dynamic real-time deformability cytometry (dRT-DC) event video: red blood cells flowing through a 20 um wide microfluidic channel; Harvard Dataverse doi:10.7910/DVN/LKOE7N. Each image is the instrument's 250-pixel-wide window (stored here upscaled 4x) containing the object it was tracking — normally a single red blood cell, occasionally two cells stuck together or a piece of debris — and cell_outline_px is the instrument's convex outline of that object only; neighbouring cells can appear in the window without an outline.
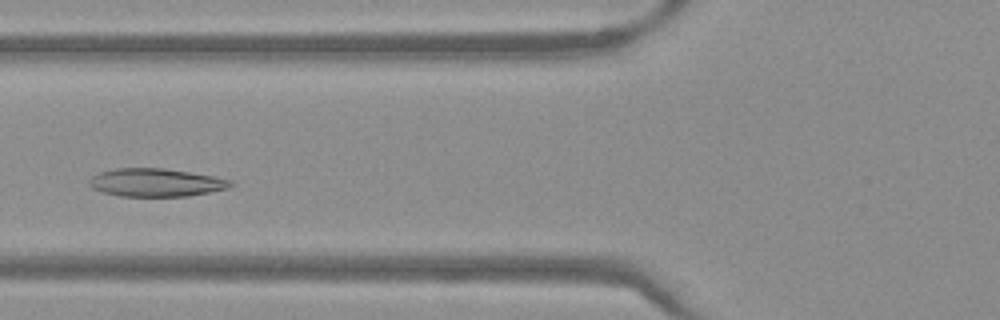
{"species": "Egyptian fruit bat (a non-hibernating species)", "species_latin": "Rousettus aegyptiacus", "temperature_condition": "warm", "stored_images_in_passage": 46, "camera_frame_rate_fps": 3000, "um_per_image_px": 0.085, "frame": {"image": 1, "passage_image": 15, "time_ms": 4.667, "image_size_px": [1000, 320], "cell_outline_px": [[236, 184], [228, 188], [188, 196], [120, 196], [104, 192], [92, 188], [88, 184], [88, 180], [92, 176], [100, 172], [116, 168], [164, 168], [212, 176], [232, 180]], "centroid_in_image_um": [13.25, 15.51], "position_along_channel_um": 112.6, "area_um2": 23.06}}
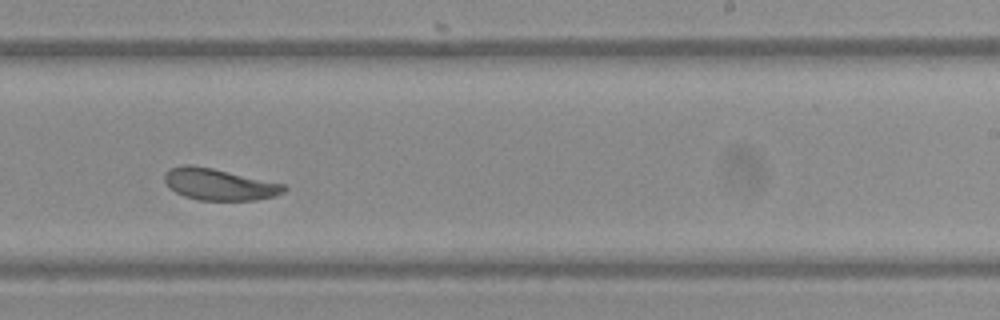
{"frame": {"image": 2, "passage_image": 27, "time_ms": 8.667, "image_size_px": [1000, 320], "cell_outline_px": [[288, 188], [284, 192], [276, 196], [256, 200], [200, 200], [184, 196], [168, 188], [164, 180], [164, 176], [172, 168], [180, 164], [188, 164], [212, 168], [284, 184]], "centroid_in_image_um": [18.63, 15.68], "position_along_channel_um": 270.4, "area_um2": 21.91}}
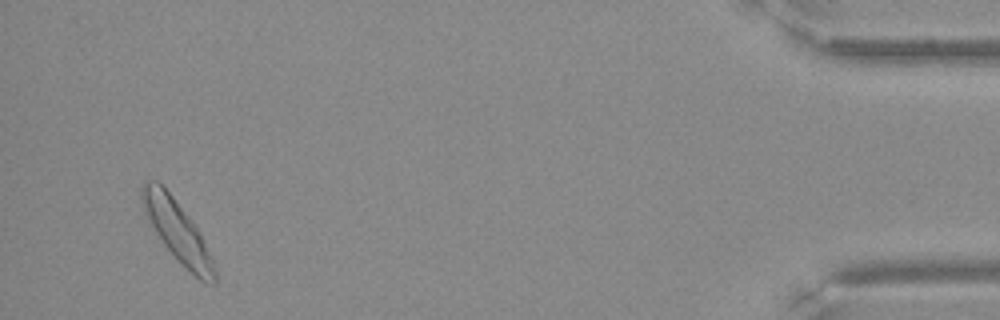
{"frame": {"image": 3, "passage_image": 44, "time_ms": 14.333, "image_size_px": [1000, 320], "cell_outline_px": [[216, 284], [212, 284], [200, 280], [164, 244], [148, 224], [144, 216], [140, 200], [140, 188], [144, 180], [156, 180], [172, 196], [188, 216], [200, 232], [212, 256], [216, 268]], "centroid_in_image_um": [15.03, 19.59], "position_along_channel_um": 420.2, "area_um2": 25.61}}